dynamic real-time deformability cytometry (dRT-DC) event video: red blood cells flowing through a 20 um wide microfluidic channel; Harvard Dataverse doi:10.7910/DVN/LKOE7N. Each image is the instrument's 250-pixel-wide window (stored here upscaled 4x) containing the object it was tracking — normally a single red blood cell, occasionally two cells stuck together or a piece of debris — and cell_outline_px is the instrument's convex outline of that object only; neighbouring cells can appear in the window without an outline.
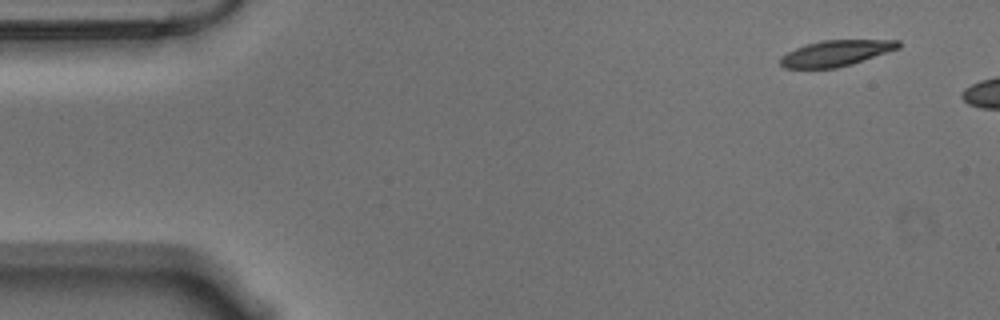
{"species": "Egyptian fruit bat (a non-hibernating species)", "species_latin": "Rousettus aegyptiacus", "temperature_condition": "warm", "stored_images_in_passage": 6, "camera_frame_rate_fps": 3000, "um_per_image_px": 0.085, "animal": {"sex": "male"}, "frame": {"image": 1, "passage_image": 1, "time_ms": 0.0, "image_size_px": [1000, 320], "cell_outline_px": [[900, 48], [852, 64], [836, 68], [784, 68], [780, 64], [780, 56], [796, 48], [820, 40], [900, 40]], "centroid_in_image_um": [71.06, 4.52], "position_along_channel_um": 13.9, "area_um2": 17.74}}